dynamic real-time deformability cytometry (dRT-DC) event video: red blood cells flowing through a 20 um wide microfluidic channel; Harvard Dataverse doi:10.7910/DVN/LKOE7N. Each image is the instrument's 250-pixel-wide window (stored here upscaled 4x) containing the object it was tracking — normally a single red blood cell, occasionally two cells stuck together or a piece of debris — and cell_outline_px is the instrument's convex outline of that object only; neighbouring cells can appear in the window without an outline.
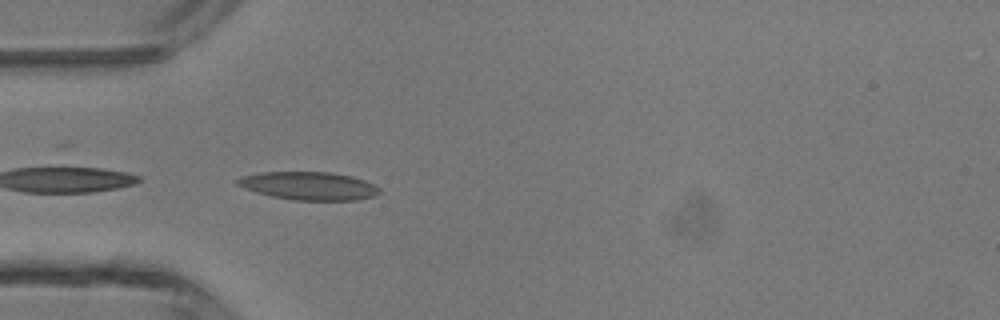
{"species": "common noctule bat (a hibernating species)", "species_latin": "Nyctalus noctula", "temperature_condition": "room temperature", "stored_images_in_passage": 34, "camera_frame_rate_fps": 3000, "um_per_image_px": 0.085, "animal": {"sex": "male", "body_mass_g": 13.3}, "frame": {"image": 1, "passage_image": 1, "time_ms": 0.0, "image_size_px": [1000, 320], "cell_outline_px": [[380, 192], [376, 196], [356, 200], [292, 200], [272, 196], [256, 192], [244, 188], [236, 184], [236, 180], [240, 176], [264, 172], [328, 172], [352, 176], [364, 180], [380, 188]], "centroid_in_image_um": [26.25, 15.8], "position_along_channel_um": 58.7, "area_um2": 23.24}}
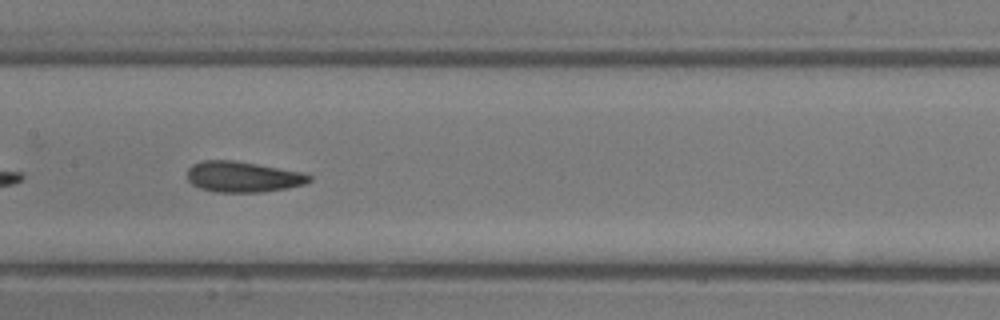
{"frame": {"image": 2, "passage_image": 10, "time_ms": 3.0, "image_size_px": [1000, 320], "cell_outline_px": [[312, 180], [304, 184], [288, 188], [260, 192], [216, 192], [200, 188], [192, 184], [188, 180], [188, 168], [192, 164], [200, 160], [232, 160], [304, 172], [312, 176]], "centroid_in_image_um": [20.65, 15.02], "position_along_channel_um": 186.8, "area_um2": 21.91}}
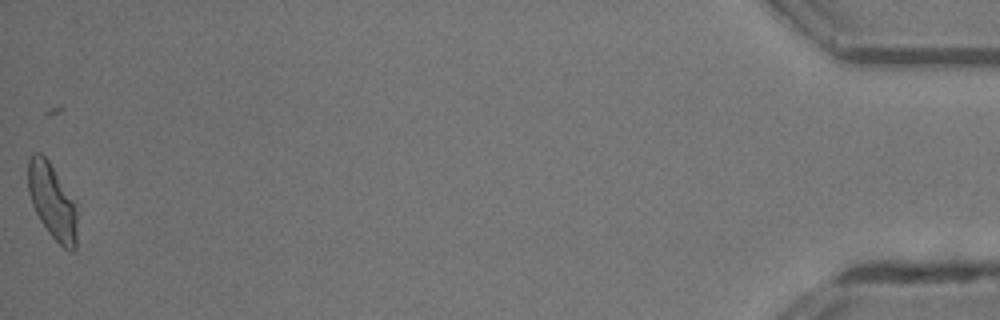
{"frame": {"image": 3, "passage_image": 34, "time_ms": 11.0, "image_size_px": [1000, 320], "cell_outline_px": [[76, 248], [72, 252], [64, 248], [48, 232], [40, 220], [32, 204], [28, 192], [28, 160], [32, 152], [40, 152], [48, 160], [76, 204]], "centroid_in_image_um": [4.42, 17.11], "position_along_channel_um": 430.8, "area_um2": 21.33}, "authors_computed_cell_mechanics": {"area_um2": 21.3282, "velocity_mm_per_s": 4.3551, "shape_relaxation_time_tau1_ms": 5.7598, "shape_relaxation_time_tau2_ms": 2.2088, "deformation_change_tau1": 0.1662, "deformation_change_tau2": 0.1011}}